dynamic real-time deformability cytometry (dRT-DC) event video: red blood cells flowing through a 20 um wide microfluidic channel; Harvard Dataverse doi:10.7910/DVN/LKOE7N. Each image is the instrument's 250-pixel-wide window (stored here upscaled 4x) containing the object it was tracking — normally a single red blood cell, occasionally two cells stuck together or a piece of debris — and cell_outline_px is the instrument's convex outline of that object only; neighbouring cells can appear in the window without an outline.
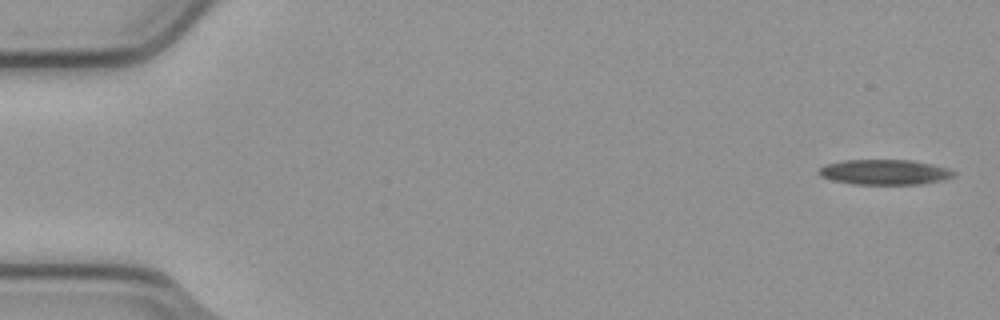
{"species": "common noctule bat (a hibernating species)", "species_latin": "Nyctalus noctula", "temperature_condition": "cold", "stored_images_in_passage": 4, "camera_frame_rate_fps": 3000, "um_per_image_px": 0.085, "animal": {"sex": "male", "body_mass_g": 23.1, "forearm_length_mm": 52.7}, "frame": {"image": 1, "passage_image": 1, "time_ms": 0.0, "image_size_px": [1000, 320], "cell_outline_px": [[956, 176], [944, 180], [920, 184], [852, 184], [832, 180], [820, 176], [816, 172], [824, 164], [844, 160], [912, 160], [932, 164], [948, 168], [956, 172]], "centroid_in_image_um": [75.2, 14.63], "position_along_channel_um": 9.8, "area_um2": 20.0}}